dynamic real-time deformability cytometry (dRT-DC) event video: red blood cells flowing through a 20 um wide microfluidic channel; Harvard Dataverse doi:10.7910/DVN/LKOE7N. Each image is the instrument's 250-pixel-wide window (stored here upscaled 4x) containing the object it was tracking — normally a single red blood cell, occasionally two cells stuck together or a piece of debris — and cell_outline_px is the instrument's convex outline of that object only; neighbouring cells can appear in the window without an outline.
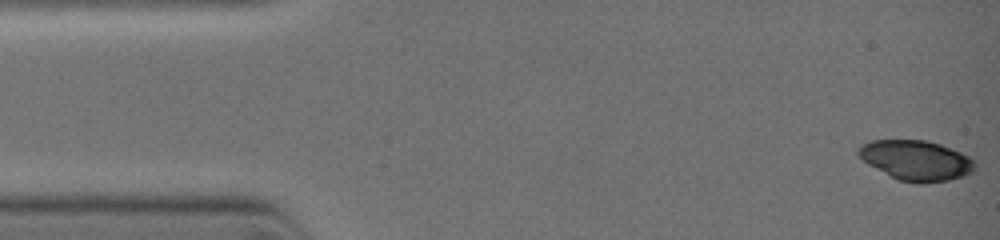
{"species": "common noctule bat (a hibernating species)", "species_latin": "Nyctalus noctula", "temperature_condition": "warm", "stored_images_in_passage": 11, "camera_frame_rate_fps": 3000, "um_per_image_px": 0.085, "animal": {"sex": "female", "body_mass_g": 19.0, "forearm_length_mm": 51.5}, "frame": {"image": 1, "passage_image": 1, "time_ms": 0.0, "image_size_px": [1000, 240], "cell_outline_px": [[976, 168], [972, 172], [948, 180], [900, 180], [868, 164], [856, 152], [864, 144], [872, 140], [924, 140], [940, 144], [960, 152], [968, 156], [976, 164]], "centroid_in_image_um": [77.88, 13.58], "position_along_channel_um": 7.1, "area_um2": 26.01}}
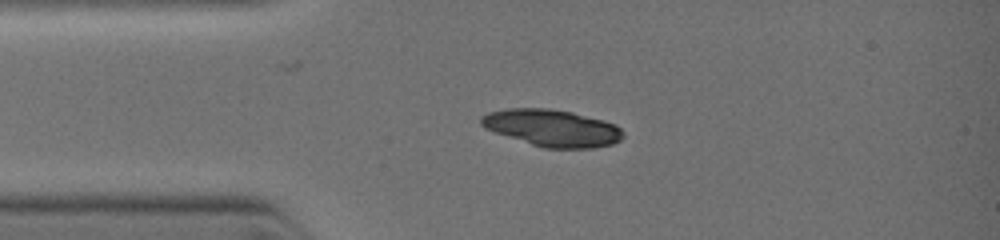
{"frame": {"image": 2, "passage_image": 7, "time_ms": 2.333, "image_size_px": [1000, 240], "cell_outline_px": [[624, 136], [620, 140], [612, 144], [592, 148], [544, 148], [484, 128], [480, 124], [480, 116], [488, 112], [508, 108], [548, 108], [572, 112], [604, 120], [616, 124], [624, 132]], "centroid_in_image_um": [46.95, 10.87], "position_along_channel_um": 38.1, "area_um2": 30.52}}
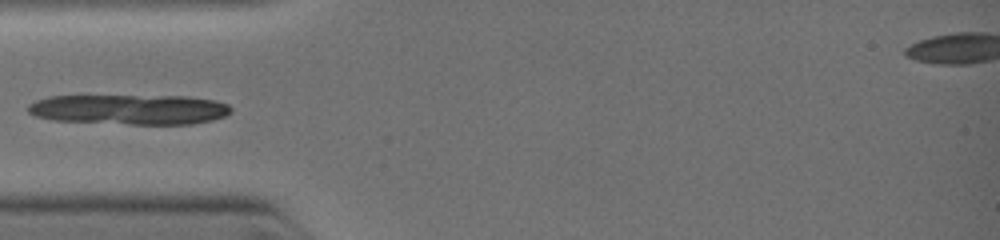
{"frame": {"image": 3, "passage_image": 10, "time_ms": 3.333, "image_size_px": [1000, 240], "cell_outline_px": [[232, 108], [224, 116], [212, 120], [192, 124], [128, 124], [52, 120], [36, 116], [28, 112], [28, 104], [36, 100], [52, 96], [184, 96], [212, 100], [228, 104]], "centroid_in_image_um": [10.98, 9.3], "position_along_channel_um": 74.0, "area_um2": 35.43}}